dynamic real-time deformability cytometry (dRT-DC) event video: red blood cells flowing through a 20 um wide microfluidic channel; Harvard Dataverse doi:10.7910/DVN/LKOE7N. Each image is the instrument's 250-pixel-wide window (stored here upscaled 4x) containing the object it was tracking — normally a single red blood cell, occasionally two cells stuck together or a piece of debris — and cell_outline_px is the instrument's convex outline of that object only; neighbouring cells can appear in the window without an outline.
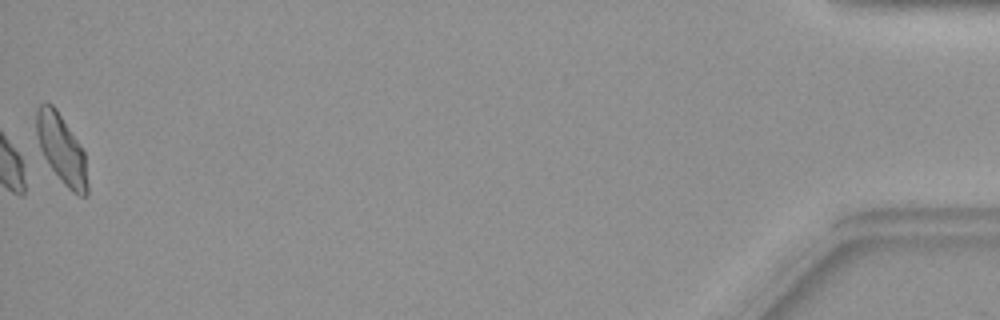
{"species": "common noctule bat (a hibernating species)", "species_latin": "Nyctalus noctula", "temperature_condition": "warm", "stored_images_in_passage": 44, "camera_frame_rate_fps": 3000, "um_per_image_px": 0.085, "animal": {"sex": "female", "body_mass_g": 19.9}, "frame": {"image": 1, "passage_image": 44, "time_ms": 14.333, "image_size_px": [1000, 320], "cell_outline_px": [[88, 196], [80, 196], [72, 192], [64, 184], [48, 164], [40, 148], [36, 132], [36, 108], [40, 104], [52, 104], [56, 108], [84, 152], [88, 184]], "centroid_in_image_um": [5.23, 12.7], "position_along_channel_um": 430.0, "area_um2": 20.29}}